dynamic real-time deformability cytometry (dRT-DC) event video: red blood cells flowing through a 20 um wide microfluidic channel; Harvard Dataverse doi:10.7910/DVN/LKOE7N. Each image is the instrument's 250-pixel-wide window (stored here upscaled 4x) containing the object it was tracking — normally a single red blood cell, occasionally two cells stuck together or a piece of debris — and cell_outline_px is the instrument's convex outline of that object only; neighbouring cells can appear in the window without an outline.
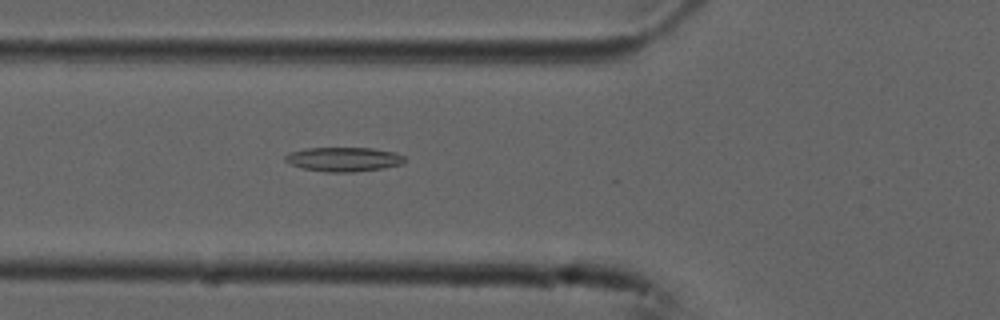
{"species": "common noctule bat (a hibernating species)", "species_latin": "Nyctalus noctula", "temperature_condition": "cold", "stored_images_in_passage": 6, "camera_frame_rate_fps": 3000, "um_per_image_px": 0.085, "animal": {"sex": "male", "forearm_length_mm": 52.5}, "frame": {"image": 1, "passage_image": 6, "time_ms": 1.667, "image_size_px": [1000, 320], "cell_outline_px": [[408, 160], [404, 164], [384, 168], [352, 172], [324, 172], [300, 168], [284, 160], [284, 156], [288, 152], [304, 148], [372, 148], [396, 152], [404, 156]], "centroid_in_image_um": [29.23, 13.54], "position_along_channel_um": 96.6, "area_um2": 17.22}}